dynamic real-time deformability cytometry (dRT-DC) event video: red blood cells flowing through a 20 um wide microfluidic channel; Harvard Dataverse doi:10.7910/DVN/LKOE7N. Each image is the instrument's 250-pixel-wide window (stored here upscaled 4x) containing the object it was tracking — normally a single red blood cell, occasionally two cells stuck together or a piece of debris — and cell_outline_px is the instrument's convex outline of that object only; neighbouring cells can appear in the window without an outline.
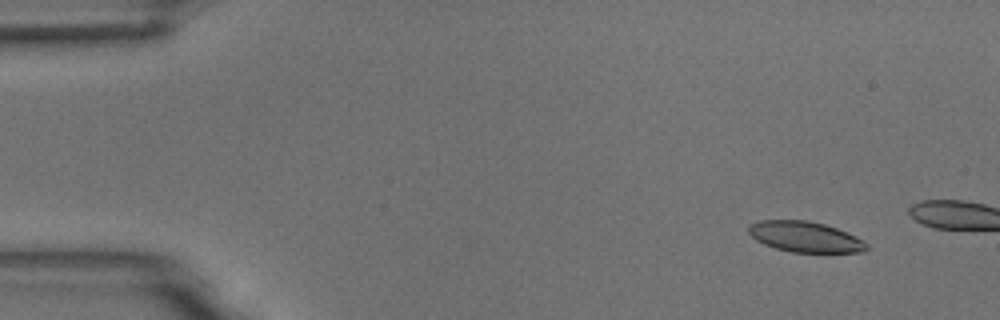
{"species": "common noctule bat (a hibernating species)", "species_latin": "Nyctalus noctula", "temperature_condition": "room temperature", "stored_images_in_passage": 4, "camera_frame_rate_fps": 3000, "um_per_image_px": 0.085, "animal": {"sex": "male", "body_mass_g": 18.8}, "frame": {"image": 1, "passage_image": 1, "time_ms": 0.0, "image_size_px": [1000, 320], "cell_outline_px": [[868, 248], [864, 252], [792, 252], [776, 248], [764, 244], [756, 240], [748, 232], [748, 224], [760, 220], [808, 220], [824, 224], [836, 228], [856, 236], [864, 240], [868, 244]], "centroid_in_image_um": [68.44, 20.12], "position_along_channel_um": 16.6, "area_um2": 21.1}}